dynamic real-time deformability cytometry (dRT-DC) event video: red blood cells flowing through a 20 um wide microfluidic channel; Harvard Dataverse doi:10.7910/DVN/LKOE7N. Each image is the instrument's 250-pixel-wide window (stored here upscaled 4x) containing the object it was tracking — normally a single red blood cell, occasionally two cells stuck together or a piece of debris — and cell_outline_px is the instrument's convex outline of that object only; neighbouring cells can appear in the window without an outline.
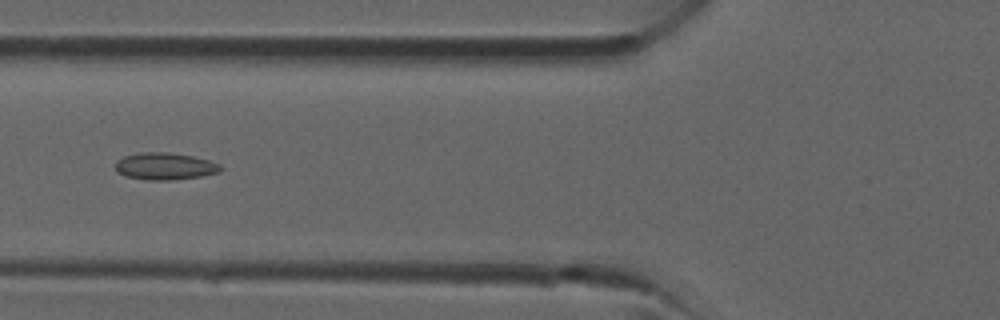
{"species": "common noctule bat (a hibernating species)", "species_latin": "Nyctalus noctula", "temperature_condition": "room temperature", "stored_images_in_passage": 39, "camera_frame_rate_fps": 3000, "um_per_image_px": 0.085, "animal": {"sex": "male", "forearm_length_mm": 52.5}, "frame": {"image": 1, "passage_image": 15, "time_ms": 4.667, "image_size_px": [1000, 320], "cell_outline_px": [[224, 168], [220, 172], [200, 176], [172, 180], [148, 180], [124, 176], [116, 172], [116, 160], [124, 156], [140, 152], [168, 152], [192, 156], [208, 160], [220, 164]], "centroid_in_image_um": [14.01, 14.13], "position_along_channel_um": 111.8, "area_um2": 16.7}}
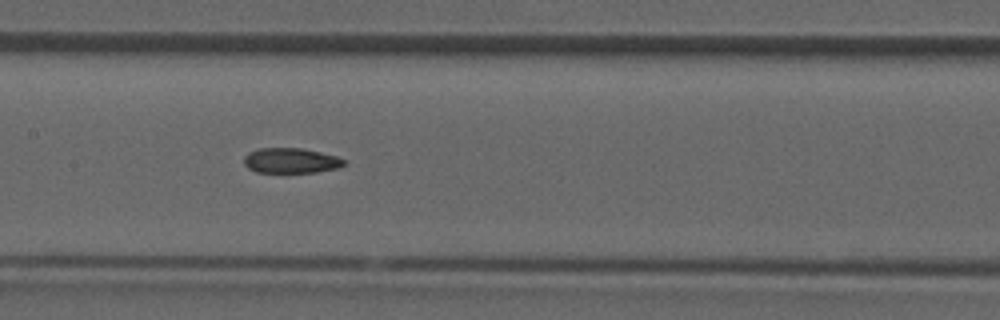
{"frame": {"image": 2, "passage_image": 19, "time_ms": 6.0, "image_size_px": [1000, 320], "cell_outline_px": [[344, 164], [340, 168], [316, 172], [256, 172], [248, 168], [244, 164], [244, 156], [248, 152], [260, 148], [300, 148], [320, 152], [336, 156], [344, 160]], "centroid_in_image_um": [24.7, 13.65], "position_along_channel_um": 182.7, "area_um2": 14.62}}
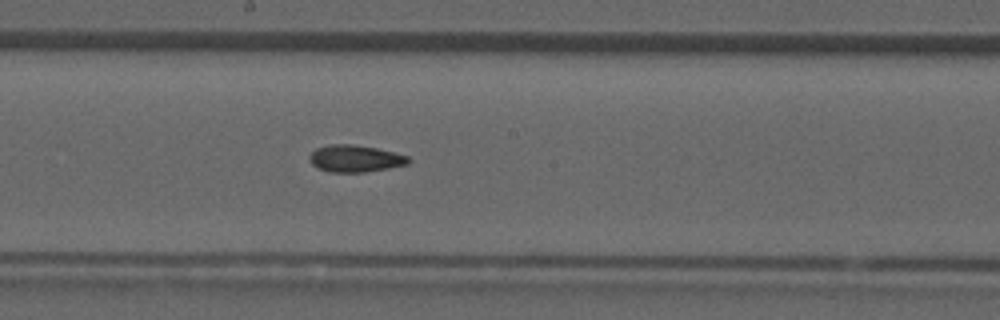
{"frame": {"image": 3, "passage_image": 21, "time_ms": 6.667, "image_size_px": [1000, 320], "cell_outline_px": [[412, 160], [408, 164], [388, 168], [364, 172], [328, 172], [316, 168], [308, 160], [308, 156], [316, 148], [328, 144], [352, 144], [376, 148], [408, 156]], "centroid_in_image_um": [30.15, 13.48], "position_along_channel_um": 218.1, "area_um2": 15.66}}